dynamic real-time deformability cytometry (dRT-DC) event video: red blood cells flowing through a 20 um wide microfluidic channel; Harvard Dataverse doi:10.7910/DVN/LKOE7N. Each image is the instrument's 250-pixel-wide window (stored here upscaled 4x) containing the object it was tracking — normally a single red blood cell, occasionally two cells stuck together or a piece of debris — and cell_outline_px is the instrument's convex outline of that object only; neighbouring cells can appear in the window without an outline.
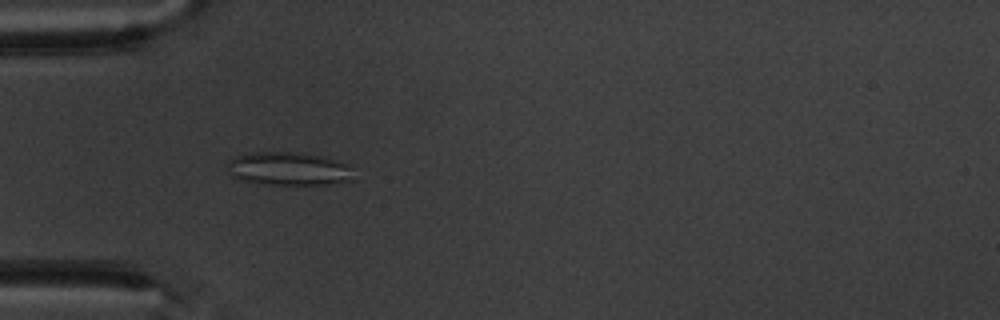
{"species": "common noctule bat (a hibernating species)", "species_latin": "Nyctalus noctula", "temperature_condition": "warm", "stored_images_in_passage": 5, "camera_frame_rate_fps": 3000, "um_per_image_px": 0.085, "animal": {"sex": "male", "body_mass_g": 20.1, "forearm_length_mm": 53.5}, "frame": {"image": 1, "passage_image": 4, "time_ms": 4.667, "image_size_px": [1000, 320], "cell_outline_px": [[356, 180], [328, 184], [264, 184], [240, 180], [232, 176], [228, 164], [228, 160], [236, 156], [252, 152], [300, 152], [324, 156], [348, 164], [352, 168]], "centroid_in_image_um": [24.6, 14.34], "position_along_channel_um": 60.4, "area_um2": 24.74}}
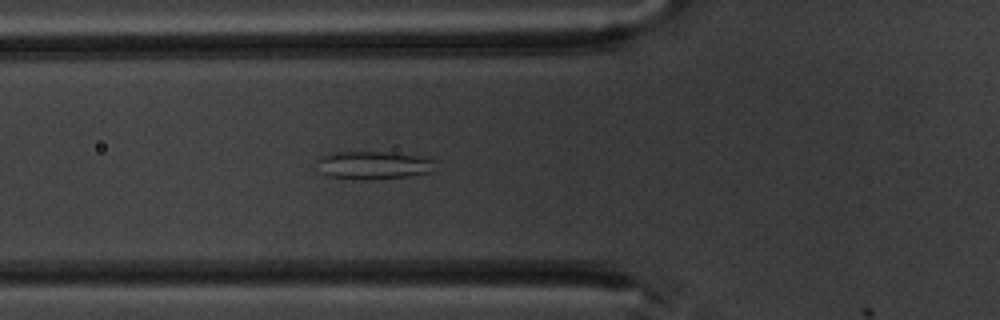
{"frame": {"image": 2, "passage_image": 5, "time_ms": 5.667, "image_size_px": [1000, 320], "cell_outline_px": [[436, 160], [432, 172], [408, 176], [364, 180], [360, 180], [328, 176], [320, 172], [316, 160], [320, 156], [336, 152], [388, 152], [416, 156]], "centroid_in_image_um": [31.71, 14.04], "position_along_channel_um": 94.1, "area_um2": 19.31}}